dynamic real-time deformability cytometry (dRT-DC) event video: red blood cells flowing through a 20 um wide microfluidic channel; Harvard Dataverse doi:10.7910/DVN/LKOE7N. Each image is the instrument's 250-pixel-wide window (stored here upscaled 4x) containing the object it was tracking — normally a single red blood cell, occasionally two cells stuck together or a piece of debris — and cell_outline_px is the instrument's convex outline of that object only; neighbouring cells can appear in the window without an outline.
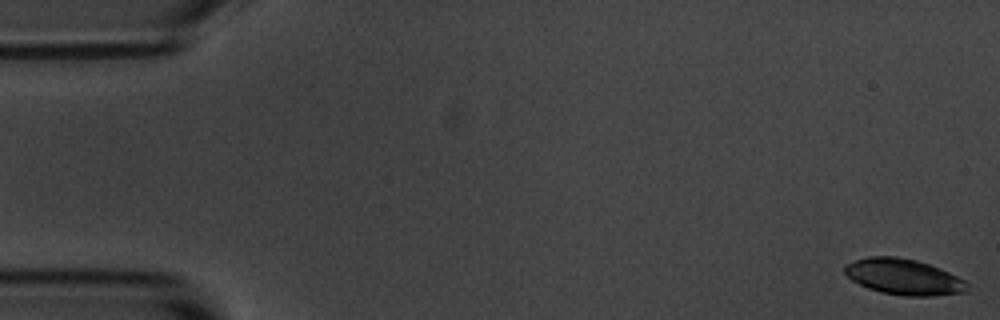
{"species": "common noctule bat (a hibernating species)", "species_latin": "Nyctalus noctula", "temperature_condition": "room temperature", "stored_images_in_passage": 5, "camera_frame_rate_fps": 3000, "um_per_image_px": 0.085, "animal": {"sex": "male", "body_mass_g": 20.1, "forearm_length_mm": 53.5}, "frame": {"image": 1, "passage_image": 1, "time_ms": 0.0, "image_size_px": [1000, 320], "cell_outline_px": [[968, 292], [936, 296], [904, 296], [880, 292], [868, 288], [852, 280], [844, 272], [844, 264], [868, 256], [896, 256], [916, 260], [940, 268], [964, 280], [968, 284]], "centroid_in_image_um": [76.82, 23.54], "position_along_channel_um": 8.2, "area_um2": 25.72}}
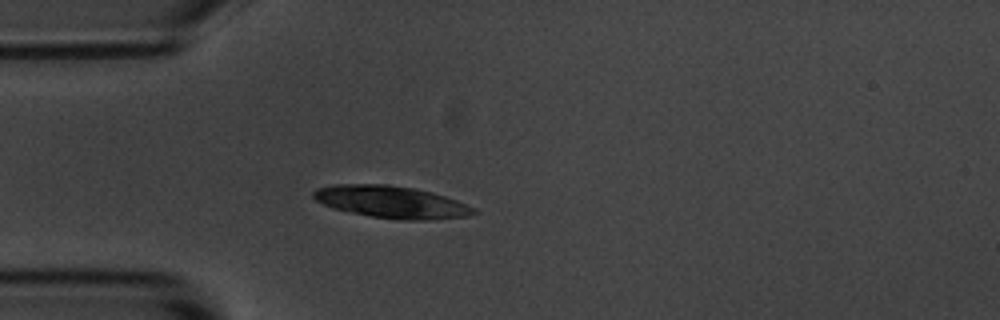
{"frame": {"image": 2, "passage_image": 5, "time_ms": 1.333, "image_size_px": [1000, 320], "cell_outline_px": [[480, 212], [468, 216], [428, 220], [400, 220], [372, 216], [332, 208], [316, 200], [312, 196], [312, 192], [316, 188], [332, 184], [388, 184], [412, 188], [432, 192], [456, 200], [476, 208]], "centroid_in_image_um": [33.27, 17.16], "position_along_channel_um": 51.7, "area_um2": 30.06}}